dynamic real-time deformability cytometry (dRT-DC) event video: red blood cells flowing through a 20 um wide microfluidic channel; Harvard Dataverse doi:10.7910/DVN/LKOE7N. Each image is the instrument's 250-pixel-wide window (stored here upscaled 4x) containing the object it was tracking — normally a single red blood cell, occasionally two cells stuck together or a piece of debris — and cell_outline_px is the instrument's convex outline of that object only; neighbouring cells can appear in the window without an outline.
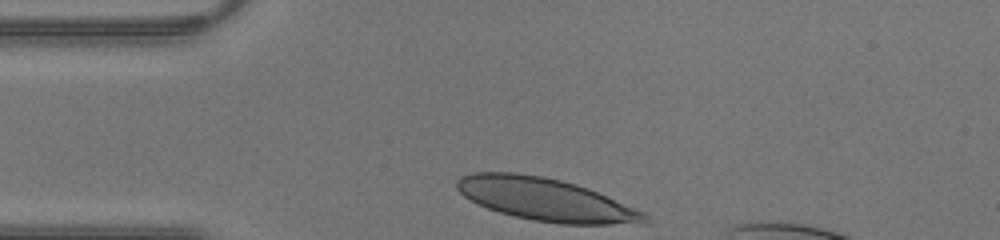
{"species": "human", "species_latin": "Homo sapiens", "temperature_condition": "warm", "stored_images_in_passage": 25, "camera_frame_rate_fps": 3000, "um_per_image_px": 0.085, "donor": {"sex": "male"}, "frame": {"image": 1, "passage_image": 1, "time_ms": 0.0, "image_size_px": [1000, 240], "cell_outline_px": [[652, 220], [644, 224], [560, 224], [532, 220], [500, 212], [476, 204], [464, 196], [456, 188], [456, 180], [460, 176], [472, 172], [516, 172], [540, 176], [560, 180], [576, 184], [588, 188], [644, 212]], "centroid_in_image_um": [46.38, 16.96], "position_along_channel_um": 38.6, "area_um2": 46.76}}
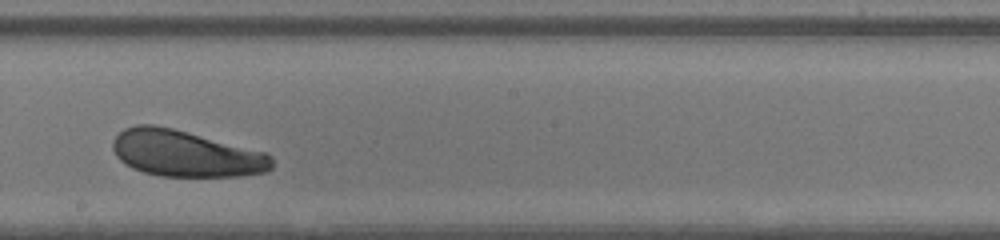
{"frame": {"image": 2, "passage_image": 15, "time_ms": 4.667, "image_size_px": [1000, 240], "cell_outline_px": [[272, 168], [268, 172], [240, 176], [160, 176], [144, 172], [132, 168], [124, 164], [116, 156], [112, 148], [112, 140], [124, 128], [136, 124], [152, 124], [172, 128], [188, 132], [264, 152], [272, 156]], "centroid_in_image_um": [15.75, 13.05], "position_along_channel_um": 232.5, "area_um2": 42.95}}
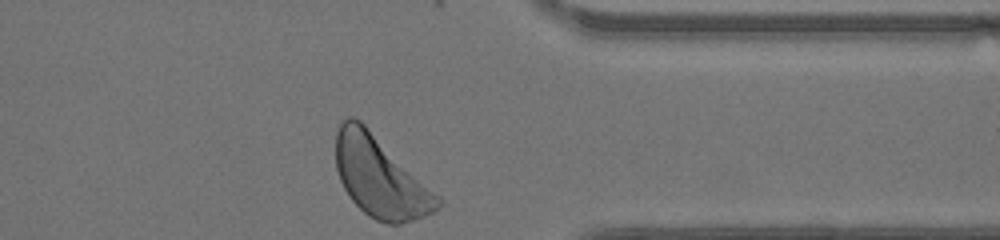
{"frame": {"image": 3, "passage_image": 25, "time_ms": 8.0, "image_size_px": [1000, 240], "cell_outline_px": [[444, 200], [432, 212], [424, 216], [400, 224], [388, 224], [376, 220], [368, 216], [352, 200], [344, 188], [340, 180], [336, 168], [336, 132], [340, 124], [348, 116], [352, 116], [360, 120]], "centroid_in_image_um": [32.3, 15.05], "position_along_channel_um": 379.1, "area_um2": 47.34}}